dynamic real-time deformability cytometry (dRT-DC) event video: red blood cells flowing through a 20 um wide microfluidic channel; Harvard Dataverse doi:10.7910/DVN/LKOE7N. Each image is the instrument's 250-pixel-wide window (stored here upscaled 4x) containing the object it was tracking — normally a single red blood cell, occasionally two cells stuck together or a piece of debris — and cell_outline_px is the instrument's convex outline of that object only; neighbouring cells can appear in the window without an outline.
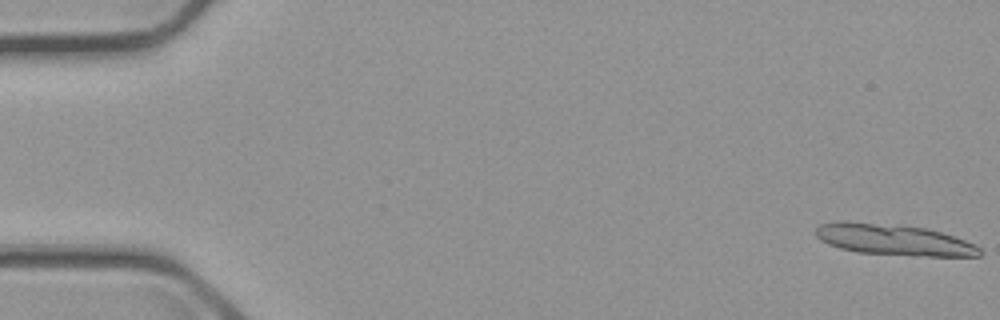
{"species": "common noctule bat (a hibernating species)", "species_latin": "Nyctalus noctula", "temperature_condition": "cold", "stored_images_in_passage": 13, "camera_frame_rate_fps": 3000, "um_per_image_px": 0.085, "animal": {"sex": "male", "body_mass_g": 23.1, "forearm_length_mm": 52.7}, "frame": {"image": 1, "passage_image": 1, "time_ms": 0.0, "image_size_px": [1000, 320], "cell_outline_px": [[984, 252], [980, 256], [912, 256], [856, 252], [840, 248], [828, 244], [820, 240], [816, 236], [816, 228], [820, 224], [836, 220], [844, 220], [924, 228], [940, 232], [964, 240], [980, 248]], "centroid_in_image_um": [75.91, 20.38], "position_along_channel_um": 9.1, "area_um2": 29.65}}